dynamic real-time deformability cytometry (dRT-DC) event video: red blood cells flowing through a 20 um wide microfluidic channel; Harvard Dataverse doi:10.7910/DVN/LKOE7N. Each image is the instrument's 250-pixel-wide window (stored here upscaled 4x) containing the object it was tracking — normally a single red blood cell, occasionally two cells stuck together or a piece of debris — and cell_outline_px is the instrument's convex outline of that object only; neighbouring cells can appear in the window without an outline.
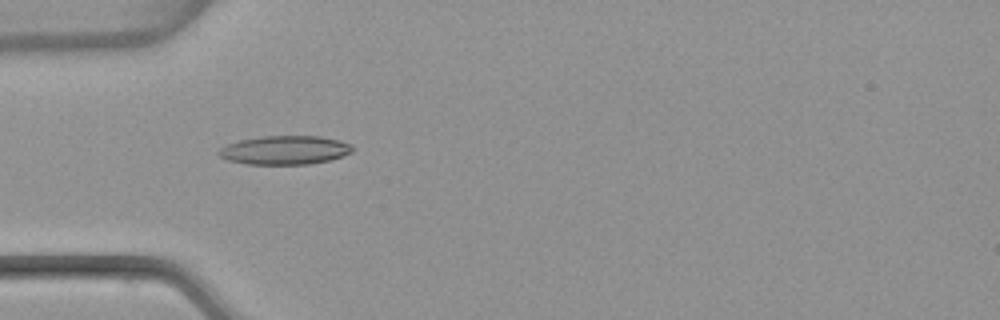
{"species": "common noctule bat (a hibernating species)", "species_latin": "Nyctalus noctula", "temperature_condition": "warm", "stored_images_in_passage": 42, "camera_frame_rate_fps": 3000, "um_per_image_px": 0.085, "animal": {"sex": "female", "body_mass_g": 22.7, "forearm_length_mm": 54.2}, "frame": {"image": 1, "passage_image": 5, "time_ms": 1.333, "image_size_px": [1000, 320], "cell_outline_px": [[352, 152], [328, 160], [308, 164], [248, 164], [228, 160], [220, 156], [216, 152], [220, 148], [228, 144], [240, 140], [264, 136], [320, 136], [340, 140], [352, 144]], "centroid_in_image_um": [24.2, 12.75], "position_along_channel_um": 60.8, "area_um2": 22.25}}
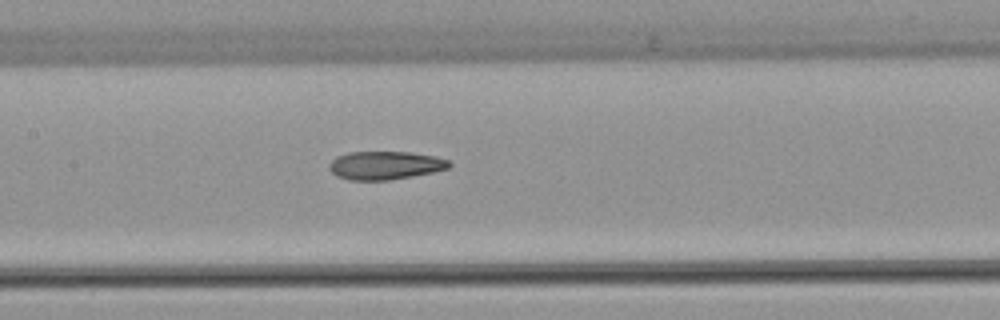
{"frame": {"image": 2, "passage_image": 14, "time_ms": 4.333, "image_size_px": [1000, 320], "cell_outline_px": [[452, 164], [448, 168], [432, 172], [412, 176], [388, 180], [348, 180], [336, 176], [328, 168], [328, 164], [336, 156], [348, 152], [408, 152], [436, 156], [448, 160]], "centroid_in_image_um": [32.7, 14.05], "position_along_channel_um": 174.7, "area_um2": 19.83}}
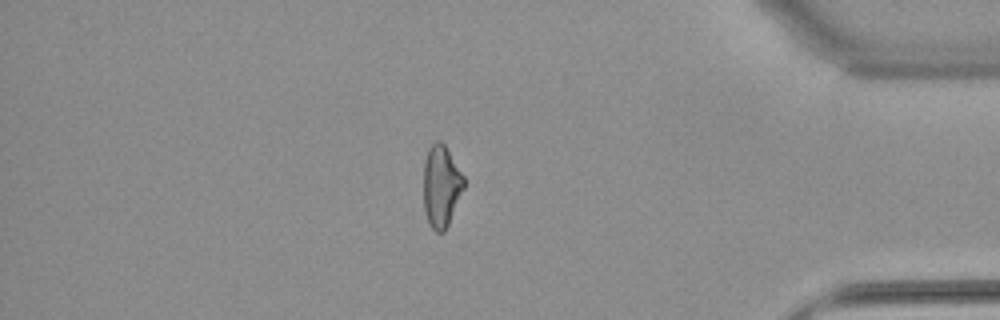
{"frame": {"image": 3, "passage_image": 34, "time_ms": 11.0, "image_size_px": [1000, 320], "cell_outline_px": [[464, 188], [448, 224], [444, 232], [436, 232], [428, 224], [424, 212], [424, 160], [428, 148], [436, 140], [440, 140], [444, 144], [464, 176]], "centroid_in_image_um": [37.49, 15.82], "position_along_channel_um": 397.7, "area_um2": 19.25}, "authors_computed_cell_mechanics": {"area_um2": 20.1433, "velocity_mm_per_s": 3.8612, "shape_relaxation_time_tau1_ms": null, "shape_relaxation_time_tau2_ms": 3.1462, "deformation_change_tau1": null, "deformation_change_tau2": 0.1188}}